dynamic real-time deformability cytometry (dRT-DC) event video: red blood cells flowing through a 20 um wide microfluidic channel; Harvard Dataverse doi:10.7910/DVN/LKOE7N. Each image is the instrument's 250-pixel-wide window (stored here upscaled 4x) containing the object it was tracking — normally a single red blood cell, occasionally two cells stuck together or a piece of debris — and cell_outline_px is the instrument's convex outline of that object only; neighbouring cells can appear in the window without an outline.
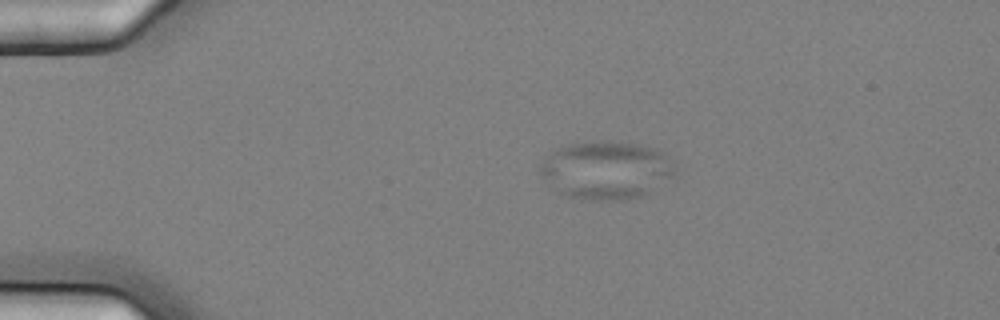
{"species": "common noctule bat (a hibernating species)", "species_latin": "Nyctalus noctula", "temperature_condition": "cold", "stored_images_in_passage": 2, "camera_frame_rate_fps": 3000, "um_per_image_px": 0.085, "animal": {"sex": "female", "body_mass_g": 25.1}, "frame": {"image": 1, "passage_image": 1, "time_ms": 0.0, "image_size_px": [1000, 320], "cell_outline_px": [[676, 172], [644, 196], [620, 200], [596, 200], [564, 196], [556, 192], [548, 184], [540, 172], [540, 164], [556, 148], [568, 144], [600, 140], [612, 140], [636, 144], [656, 148], [664, 152], [676, 168]], "centroid_in_image_um": [51.51, 14.45], "position_along_channel_um": 33.5, "area_um2": 45.78}}